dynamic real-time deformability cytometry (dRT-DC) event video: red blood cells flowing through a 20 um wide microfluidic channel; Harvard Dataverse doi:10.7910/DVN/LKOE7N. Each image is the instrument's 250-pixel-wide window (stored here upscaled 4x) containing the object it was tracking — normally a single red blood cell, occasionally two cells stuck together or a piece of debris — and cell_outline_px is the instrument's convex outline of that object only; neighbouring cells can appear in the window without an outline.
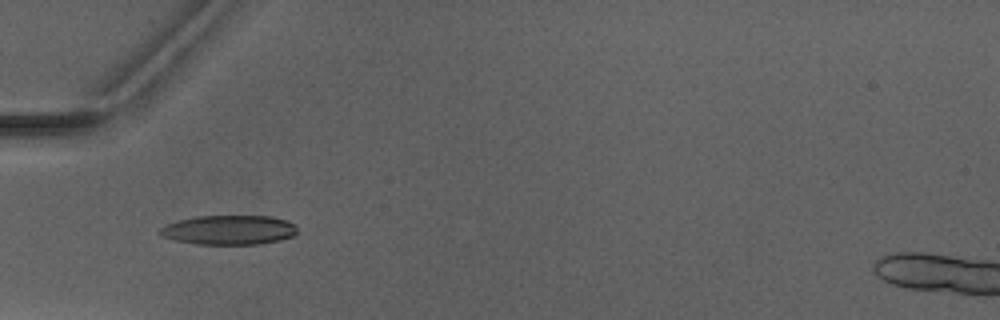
{"species": "Egyptian fruit bat (a non-hibernating species)", "species_latin": "Rousettus aegyptiacus", "temperature_condition": "warm", "stored_images_in_passage": 5, "camera_frame_rate_fps": 3000, "um_per_image_px": 0.085, "animal": {"sex": "male"}, "frame": {"image": 1, "passage_image": 3, "time_ms": 3.333, "image_size_px": [1000, 320], "cell_outline_px": [[296, 236], [280, 240], [256, 244], [196, 244], [172, 240], [156, 232], [160, 228], [176, 220], [196, 216], [272, 216], [288, 220], [296, 228]], "centroid_in_image_um": [19.45, 19.54], "position_along_channel_um": 65.6, "area_um2": 23.7}}
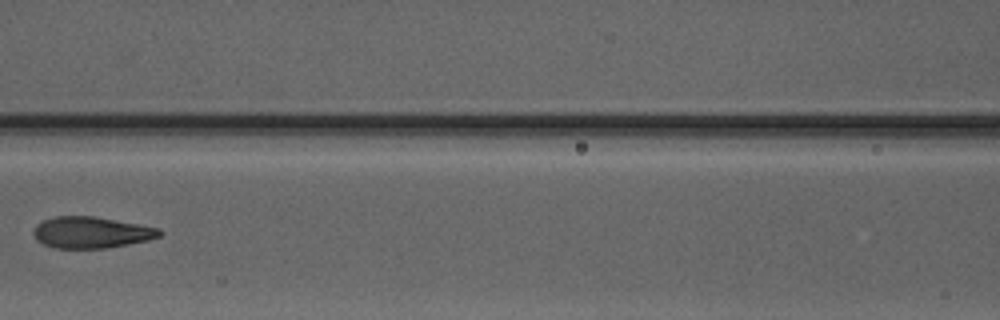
{"frame": {"image": 2, "passage_image": 5, "time_ms": 5.667, "image_size_px": [1000, 320], "cell_outline_px": [[164, 232], [160, 236], [148, 240], [128, 244], [104, 248], [56, 248], [44, 244], [36, 240], [32, 232], [36, 224], [40, 220], [52, 216], [92, 216], [160, 228]], "centroid_in_image_um": [7.72, 19.75], "position_along_channel_um": 158.9, "area_um2": 23.12}}